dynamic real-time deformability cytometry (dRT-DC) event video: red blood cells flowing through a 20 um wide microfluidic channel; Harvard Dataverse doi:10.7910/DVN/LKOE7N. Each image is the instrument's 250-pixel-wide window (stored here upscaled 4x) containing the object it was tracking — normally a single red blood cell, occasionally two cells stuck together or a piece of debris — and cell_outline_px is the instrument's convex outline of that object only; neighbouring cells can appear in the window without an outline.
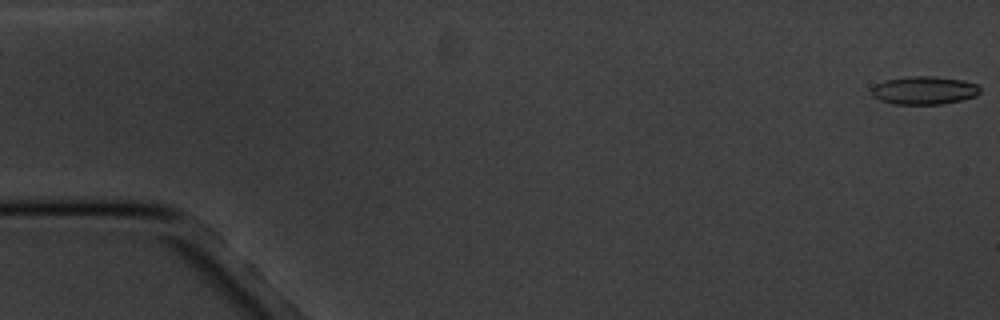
{"species": "common noctule bat (a hibernating species)", "species_latin": "Nyctalus noctula", "temperature_condition": "cold", "stored_images_in_passage": 17, "camera_frame_rate_fps": 3000, "um_per_image_px": 0.085, "animal": {"sex": "male", "body_mass_g": 20.1, "forearm_length_mm": 53.5}, "frame": {"image": 1, "passage_image": 1, "time_ms": 0.0, "image_size_px": [1000, 320], "cell_outline_px": [[980, 92], [976, 96], [944, 104], [896, 104], [880, 100], [872, 96], [872, 88], [876, 84], [884, 80], [908, 76], [936, 76], [964, 80], [976, 84], [980, 88]], "centroid_in_image_um": [78.56, 7.67], "position_along_channel_um": 6.4, "area_um2": 17.86}}
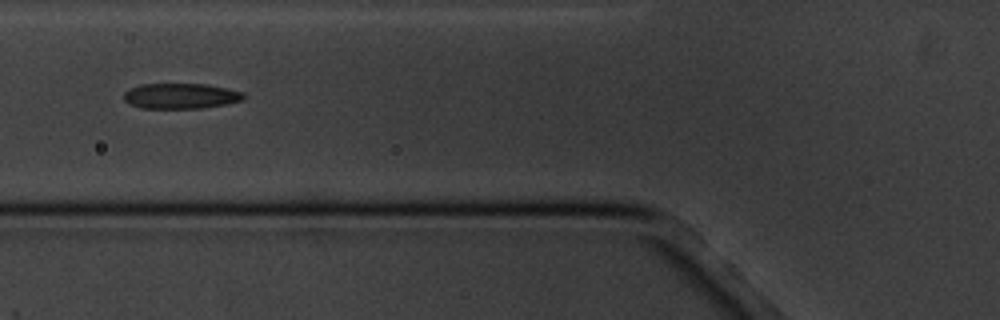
{"frame": {"image": 2, "passage_image": 7, "time_ms": 7.0, "image_size_px": [1000, 320], "cell_outline_px": [[244, 100], [224, 104], [200, 108], [140, 108], [128, 104], [124, 100], [124, 92], [128, 88], [140, 84], [204, 84], [244, 92]], "centroid_in_image_um": [15.3, 8.16], "position_along_channel_um": 110.5, "area_um2": 17.74}}
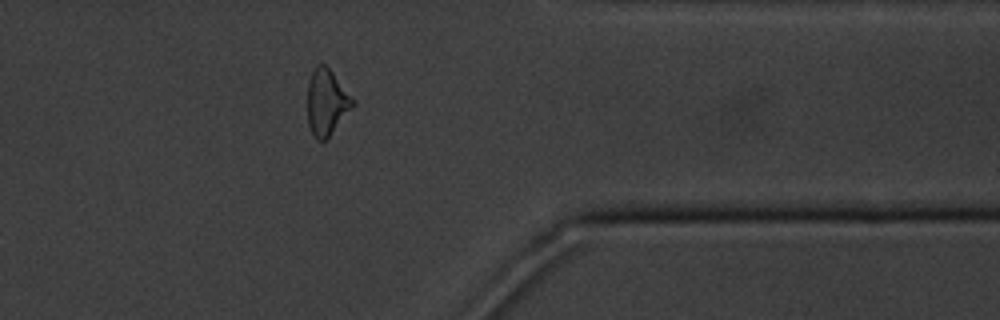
{"frame": {"image": 3, "passage_image": 14, "time_ms": 15.333, "image_size_px": [1000, 320], "cell_outline_px": [[356, 104], [328, 136], [324, 140], [316, 140], [308, 124], [308, 80], [316, 64], [324, 64], [332, 72], [356, 100]], "centroid_in_image_um": [27.78, 8.66], "position_along_channel_um": 383.6, "area_um2": 17.28}, "authors_computed_cell_mechanics": {"area_um2": 17.3978, "velocity_mm_per_s": 3.4243, "shape_relaxation_time_tau1_ms": 4.899, "shape_relaxation_time_tau2_ms": 4.6628, "deformation_change_tau1": 0.132, "deformation_change_tau2": 0.1219}}